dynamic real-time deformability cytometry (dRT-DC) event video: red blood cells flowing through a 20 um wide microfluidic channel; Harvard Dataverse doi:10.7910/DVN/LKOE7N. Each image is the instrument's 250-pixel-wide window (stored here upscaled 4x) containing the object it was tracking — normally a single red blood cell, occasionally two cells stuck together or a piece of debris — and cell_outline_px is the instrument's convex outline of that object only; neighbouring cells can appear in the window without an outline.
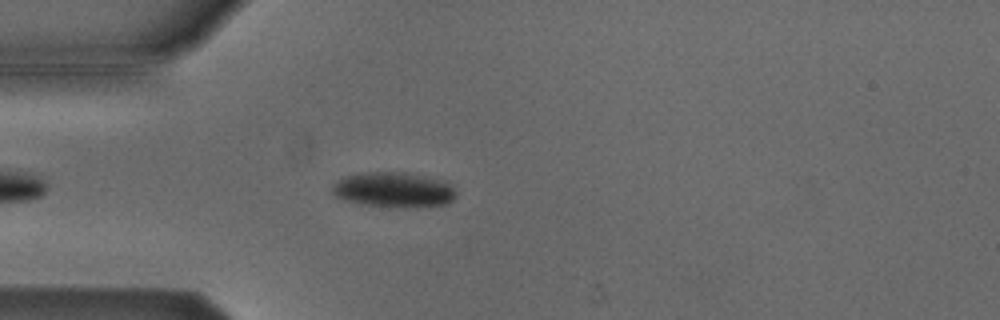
{"species": "Egyptian fruit bat (a non-hibernating species)", "species_latin": "Rousettus aegyptiacus", "temperature_condition": "cold", "stored_images_in_passage": 45, "camera_frame_rate_fps": 3000, "um_per_image_px": 0.085, "animal": {"sex": "male"}, "frame": {"image": 1, "passage_image": 6, "time_ms": 1.667, "image_size_px": [1000, 320], "cell_outline_px": [[456, 196], [448, 204], [416, 208], [404, 208], [360, 204], [344, 200], [336, 196], [332, 192], [332, 184], [344, 176], [364, 172], [404, 172], [444, 180], [456, 192]], "centroid_in_image_um": [33.46, 16.14], "position_along_channel_um": 51.5, "area_um2": 25.66}}
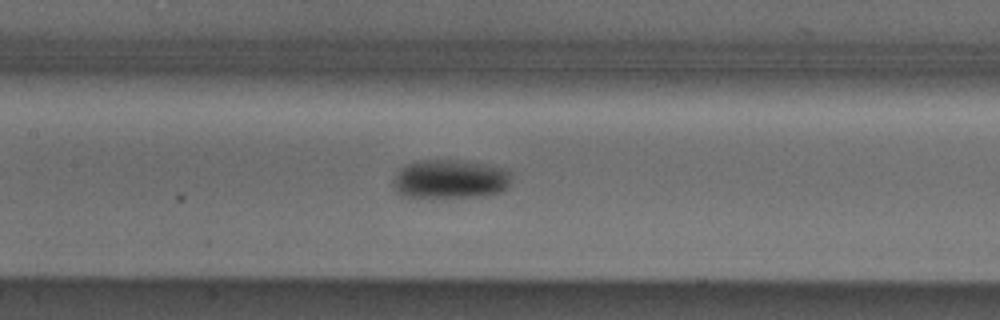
{"frame": {"image": 2, "passage_image": 16, "time_ms": 5.0, "image_size_px": [1000, 320], "cell_outline_px": [[512, 180], [508, 188], [500, 192], [488, 196], [400, 196], [396, 192], [392, 184], [392, 180], [396, 172], [404, 164], [420, 160], [456, 160], [484, 164], [508, 168]], "centroid_in_image_um": [38.27, 15.21], "position_along_channel_um": 169.1, "area_um2": 27.05}}
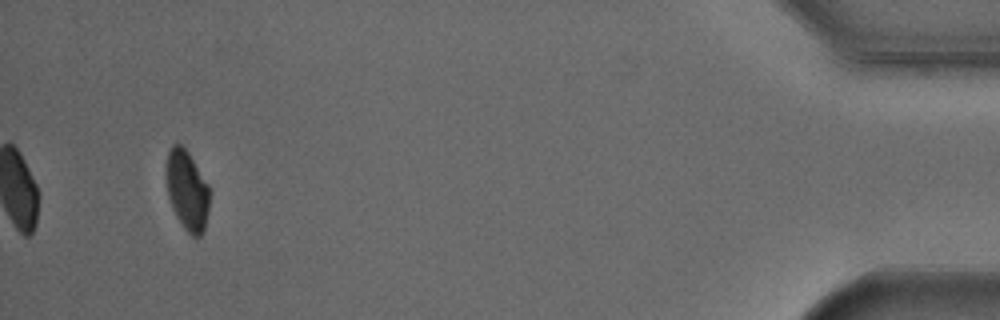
{"frame": {"image": 3, "passage_image": 42, "time_ms": 13.667, "image_size_px": [1000, 320], "cell_outline_px": [[208, 212], [204, 228], [200, 236], [192, 236], [184, 228], [176, 216], [172, 208], [168, 196], [164, 176], [164, 168], [168, 152], [172, 144], [180, 144], [188, 152], [208, 184]], "centroid_in_image_um": [15.85, 16.15], "position_along_channel_um": 419.4, "area_um2": 20.23}, "authors_computed_cell_mechanics": {"area_um2": 23.8136, "velocity_mm_per_s": 3.8114, "shape_relaxation_time_tau1_ms": 1.8606, "shape_relaxation_time_tau2_ms": null, "deformation_change_tau1": 0.0768, "deformation_change_tau2": null}}